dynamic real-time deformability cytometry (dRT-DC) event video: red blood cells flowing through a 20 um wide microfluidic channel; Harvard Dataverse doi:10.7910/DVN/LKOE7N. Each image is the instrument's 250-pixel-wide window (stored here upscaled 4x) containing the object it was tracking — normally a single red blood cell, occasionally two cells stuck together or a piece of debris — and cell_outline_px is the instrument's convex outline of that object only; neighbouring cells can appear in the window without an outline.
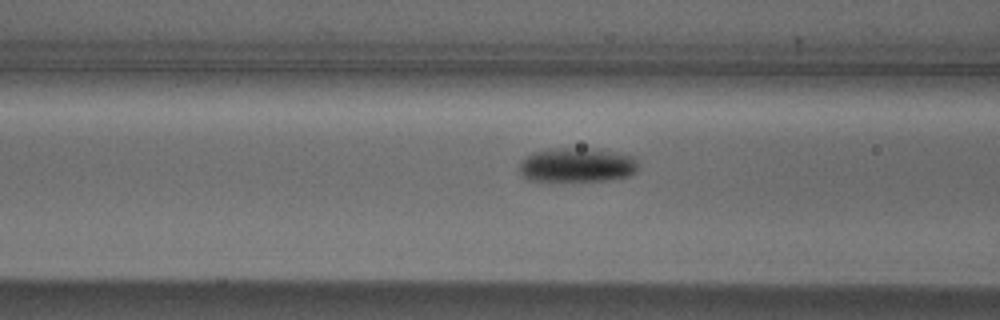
{"species": "Egyptian fruit bat (a non-hibernating species)", "species_latin": "Rousettus aegyptiacus", "temperature_condition": "cold", "stored_images_in_passage": 20, "camera_frame_rate_fps": 3000, "um_per_image_px": 0.085, "animal": {"sex": "male"}, "frame": {"image": 1, "passage_image": 18, "time_ms": 5.667, "image_size_px": [1000, 320], "cell_outline_px": [[636, 172], [628, 176], [608, 180], [528, 180], [520, 176], [520, 160], [536, 152], [552, 148], [588, 148], [636, 156]], "centroid_in_image_um": [49.03, 14.02], "position_along_channel_um": 117.6, "area_um2": 23.52}}